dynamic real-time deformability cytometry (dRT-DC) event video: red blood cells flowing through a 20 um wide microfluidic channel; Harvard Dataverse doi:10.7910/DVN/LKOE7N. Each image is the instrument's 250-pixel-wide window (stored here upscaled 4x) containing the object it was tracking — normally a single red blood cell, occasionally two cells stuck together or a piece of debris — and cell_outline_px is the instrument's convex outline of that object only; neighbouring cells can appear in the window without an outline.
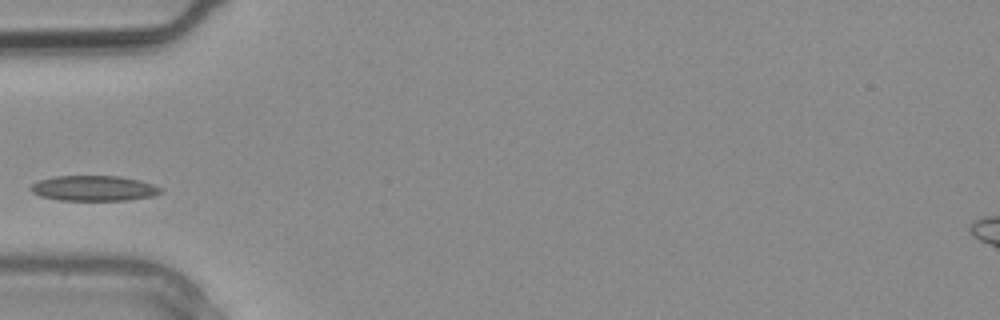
{"species": "common noctule bat (a hibernating species)", "species_latin": "Nyctalus noctula", "temperature_condition": "warm", "stored_images_in_passage": 1, "camera_frame_rate_fps": 3000, "um_per_image_px": 0.085, "animal": {"sex": "male", "body_mass_g": 20.4}, "frame": {"image": 1, "passage_image": 1, "time_ms": 0.0, "image_size_px": [1000, 320], "cell_outline_px": [[164, 192], [152, 196], [128, 200], [60, 200], [40, 196], [32, 192], [32, 184], [40, 180], [56, 176], [120, 176], [140, 180], [152, 184], [160, 188]], "centroid_in_image_um": [8.01, 16.0], "position_along_channel_um": 77.0, "area_um2": 19.02}}